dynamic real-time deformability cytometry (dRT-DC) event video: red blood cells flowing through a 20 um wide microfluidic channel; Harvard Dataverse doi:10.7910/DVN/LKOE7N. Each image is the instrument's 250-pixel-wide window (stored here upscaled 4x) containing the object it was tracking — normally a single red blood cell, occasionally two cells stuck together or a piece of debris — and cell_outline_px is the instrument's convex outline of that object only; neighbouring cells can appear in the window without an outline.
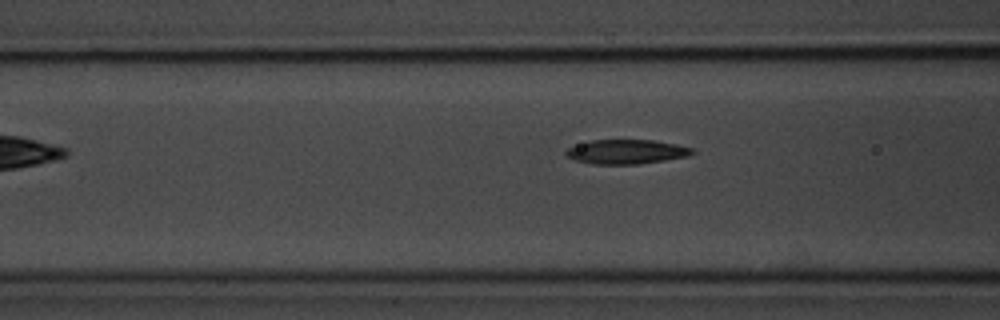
{"species": "common noctule bat (a hibernating species)", "species_latin": "Nyctalus noctula", "temperature_condition": "room temperature", "stored_images_in_passage": 32, "camera_frame_rate_fps": 3000, "um_per_image_px": 0.085, "animal": {"sex": "male", "body_mass_g": 20.1, "forearm_length_mm": 53.5}, "frame": {"image": 1, "passage_image": 6, "time_ms": 1.667, "image_size_px": [1000, 320], "cell_outline_px": [[696, 152], [688, 156], [640, 164], [592, 164], [576, 160], [568, 156], [564, 152], [568, 148], [592, 140], [656, 140], [696, 148]], "centroid_in_image_um": [53.32, 12.9], "position_along_channel_um": 113.3, "area_um2": 17.92}}
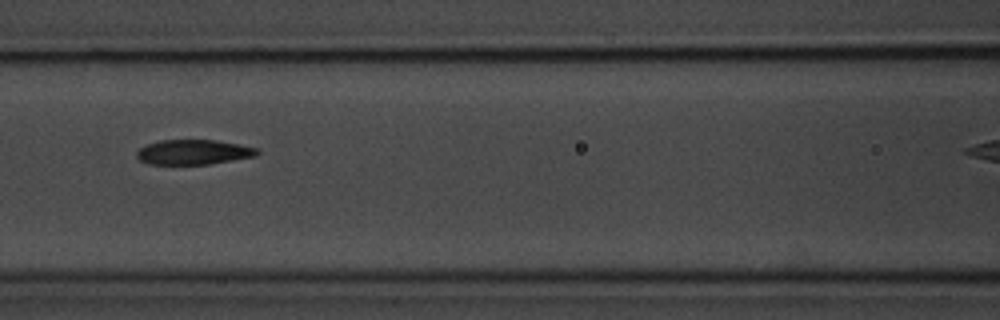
{"frame": {"image": 2, "passage_image": 9, "time_ms": 2.667, "image_size_px": [1000, 320], "cell_outline_px": [[260, 152], [256, 156], [208, 164], [148, 164], [140, 160], [136, 156], [136, 152], [140, 148], [148, 144], [160, 140], [216, 140], [240, 144], [256, 148]], "centroid_in_image_um": [16.44, 12.93], "position_along_channel_um": 150.2, "area_um2": 17.4}}
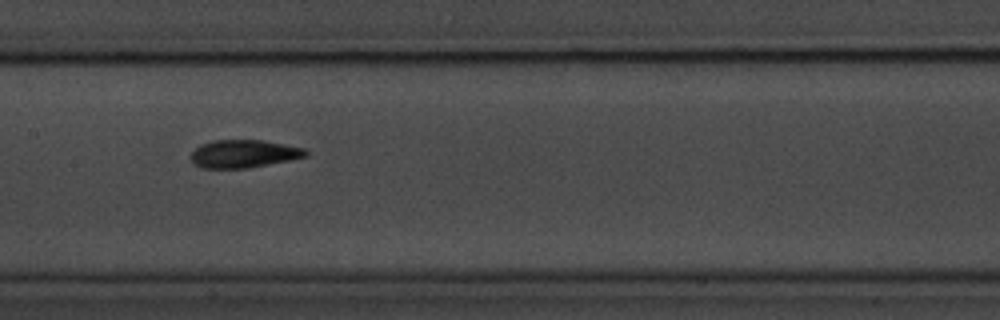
{"frame": {"image": 3, "passage_image": 12, "time_ms": 3.667, "image_size_px": [1000, 320], "cell_outline_px": [[308, 156], [248, 168], [200, 168], [192, 164], [192, 152], [200, 144], [212, 140], [264, 140], [304, 148], [308, 152]], "centroid_in_image_um": [20.69, 13.07], "position_along_channel_um": 186.7, "area_um2": 18.67}}